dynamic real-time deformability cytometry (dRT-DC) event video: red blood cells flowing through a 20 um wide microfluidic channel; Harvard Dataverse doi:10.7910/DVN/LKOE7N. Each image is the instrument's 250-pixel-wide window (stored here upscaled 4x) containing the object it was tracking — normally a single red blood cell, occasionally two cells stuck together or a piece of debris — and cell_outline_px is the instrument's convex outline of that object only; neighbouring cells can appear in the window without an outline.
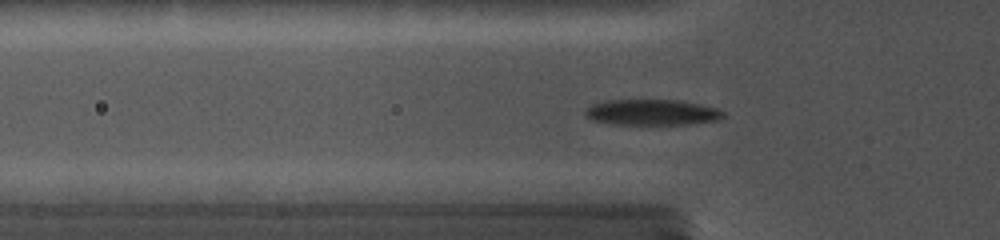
{"species": "common noctule bat (a hibernating species)", "species_latin": "Nyctalus noctula", "temperature_condition": "cold", "stored_images_in_passage": 34, "camera_frame_rate_fps": 5000, "um_per_image_px": 0.085, "animal": {"sex": "female", "body_mass_g": 19.0, "forearm_length_mm": 56.7}, "frame": {"image": 1, "passage_image": 13, "time_ms": 5.0, "image_size_px": [1000, 240], "cell_outline_px": [[724, 116], [716, 120], [688, 124], [612, 124], [592, 120], [584, 116], [584, 112], [592, 104], [608, 100], [676, 100], [716, 108], [724, 112]], "centroid_in_image_um": [55.36, 9.55], "position_along_channel_um": 70.4, "area_um2": 20.46}}
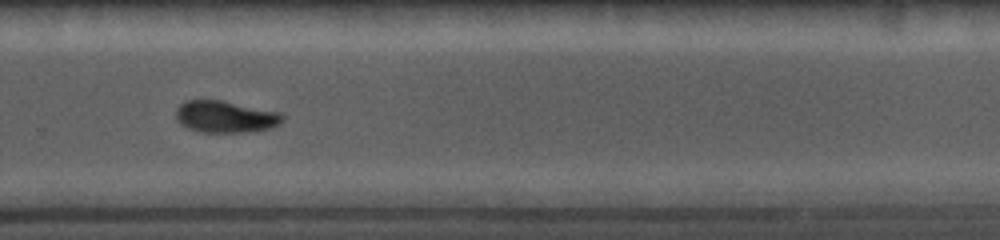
{"frame": {"image": 2, "passage_image": 28, "time_ms": 11.2, "image_size_px": [1000, 240], "cell_outline_px": [[284, 120], [280, 124], [272, 128], [248, 132], [200, 132], [188, 128], [180, 124], [176, 120], [176, 108], [180, 104], [188, 100], [220, 100], [284, 112]], "centroid_in_image_um": [19.21, 9.92], "position_along_channel_um": 310.6, "area_um2": 20.11}}
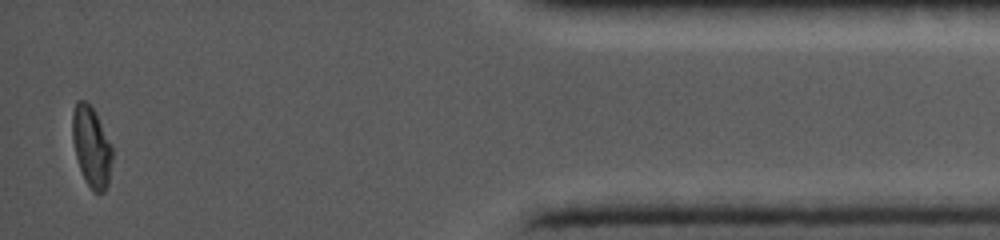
{"frame": {"image": 3, "passage_image": 34, "time_ms": 15.4, "image_size_px": [1000, 240], "cell_outline_px": [[112, 160], [108, 184], [104, 192], [92, 192], [80, 168], [76, 156], [72, 140], [72, 112], [76, 100], [84, 100], [96, 112], [112, 144]], "centroid_in_image_um": [7.78, 12.44], "position_along_channel_um": 427.4, "area_um2": 18.79}}